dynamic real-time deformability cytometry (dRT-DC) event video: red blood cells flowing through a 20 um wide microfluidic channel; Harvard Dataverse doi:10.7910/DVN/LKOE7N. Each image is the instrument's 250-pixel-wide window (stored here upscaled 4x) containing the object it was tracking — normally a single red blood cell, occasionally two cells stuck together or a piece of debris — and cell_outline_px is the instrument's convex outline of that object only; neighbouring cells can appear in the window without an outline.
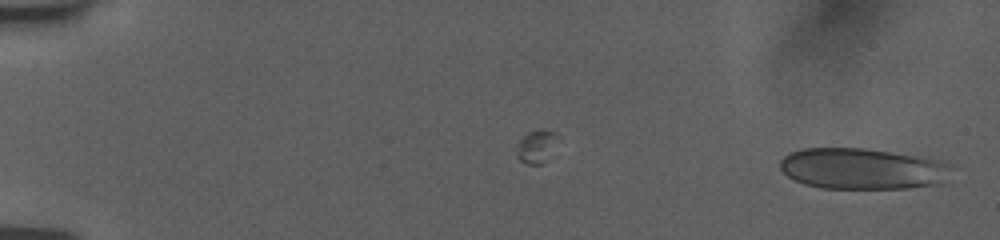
{"species": "human", "species_latin": "Homo sapiens", "temperature_condition": "room temperature", "stored_images_in_passage": 51, "camera_frame_rate_fps": 3000, "um_per_image_px": 0.085, "donor": {"sex": "female"}, "frame": {"image": 1, "passage_image": 1, "time_ms": 0.0, "image_size_px": [1000, 240], "cell_outline_px": [[956, 164], [944, 184], [908, 188], [824, 188], [804, 184], [788, 176], [780, 168], [780, 160], [788, 152], [804, 148], [864, 148], [916, 156], [940, 160]], "centroid_in_image_um": [73.38, 14.34], "position_along_channel_um": 11.6, "area_um2": 41.44}}
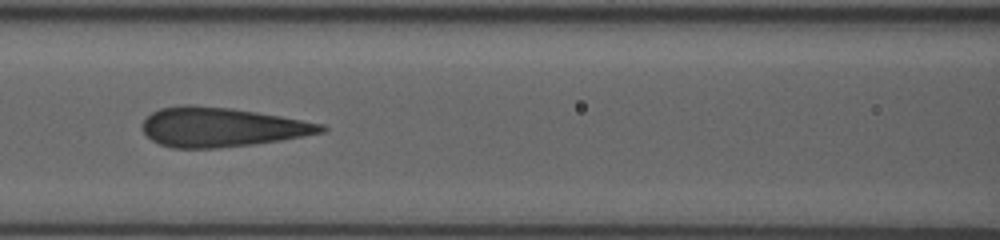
{"frame": {"image": 2, "passage_image": 30, "time_ms": 8.0, "image_size_px": [1000, 240], "cell_outline_px": [[328, 128], [324, 132], [280, 140], [252, 144], [220, 148], [172, 148], [160, 144], [152, 140], [144, 132], [144, 120], [152, 112], [160, 108], [184, 104], [188, 104], [232, 108], [280, 116], [324, 124]], "centroid_in_image_um": [18.83, 10.8], "position_along_channel_um": 147.8, "area_um2": 40.75}}
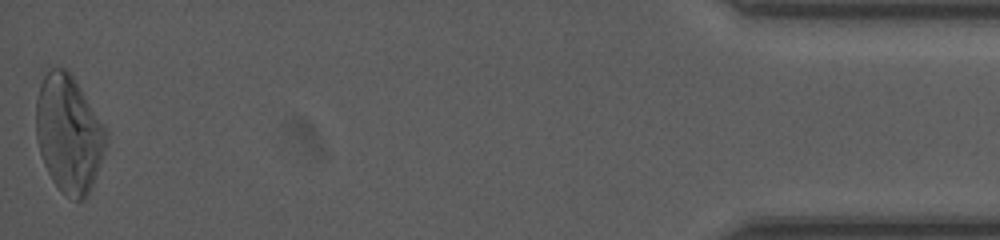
{"frame": {"image": 3, "passage_image": 51, "time_ms": 17.667, "image_size_px": [1000, 240], "cell_outline_px": [[108, 140], [88, 196], [84, 200], [76, 200], [60, 192], [52, 180], [44, 164], [36, 140], [36, 100], [40, 84], [44, 76], [52, 68], [64, 68], [72, 76], [104, 124], [108, 132]], "centroid_in_image_um": [5.84, 11.4], "position_along_channel_um": 429.4, "area_um2": 47.69}, "authors_computed_cell_mechanics": {"area_um2": 40.5756, "velocity_mm_per_s": 3.7552, "shape_relaxation_time_tau1_ms": 6.7362, "shape_relaxation_time_tau2_ms": 0.8077, "deformation_change_tau1": 0.2054, "deformation_change_tau2": 0.0993}}